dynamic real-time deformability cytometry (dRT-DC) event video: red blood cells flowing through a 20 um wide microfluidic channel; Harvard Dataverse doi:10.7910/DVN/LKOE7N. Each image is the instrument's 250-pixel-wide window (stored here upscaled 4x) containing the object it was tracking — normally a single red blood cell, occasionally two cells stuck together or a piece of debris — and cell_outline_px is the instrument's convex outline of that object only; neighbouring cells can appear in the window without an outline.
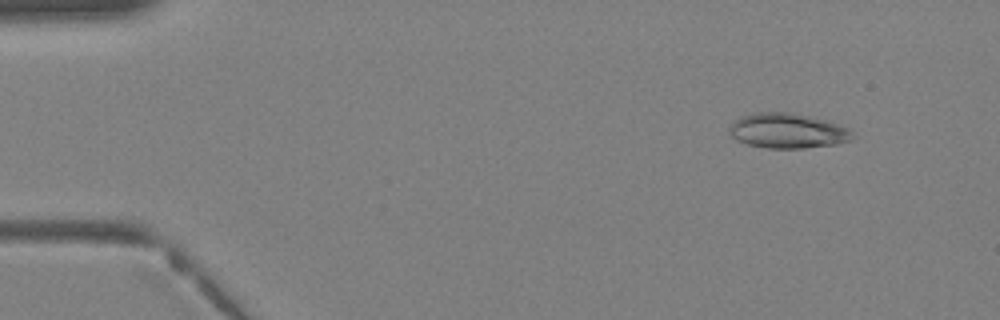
{"species": "Egyptian fruit bat (a non-hibernating species)", "species_latin": "Rousettus aegyptiacus", "temperature_condition": "warm", "stored_images_in_passage": 38, "camera_frame_rate_fps": 3000, "um_per_image_px": 0.085, "animal": {"sex": "female"}, "frame": {"image": 1, "passage_image": 4, "time_ms": 1.0, "image_size_px": [1000, 320], "cell_outline_px": [[852, 140], [836, 144], [804, 148], [768, 148], [748, 144], [736, 140], [728, 132], [728, 128], [740, 116], [752, 112], [792, 112], [828, 120], [848, 128], [852, 132]], "centroid_in_image_um": [66.93, 11.1], "position_along_channel_um": 18.1, "area_um2": 25.26}}
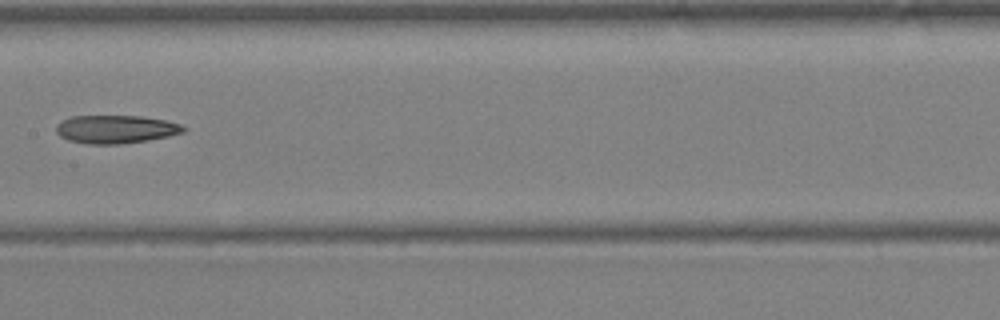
{"frame": {"image": 2, "passage_image": 20, "time_ms": 6.333, "image_size_px": [1000, 320], "cell_outline_px": [[188, 128], [184, 132], [168, 136], [148, 140], [116, 144], [88, 144], [68, 140], [60, 136], [56, 132], [56, 124], [72, 116], [140, 116], [164, 120], [180, 124]], "centroid_in_image_um": [9.84, 10.98], "position_along_channel_um": 197.6, "area_um2": 20.81}}
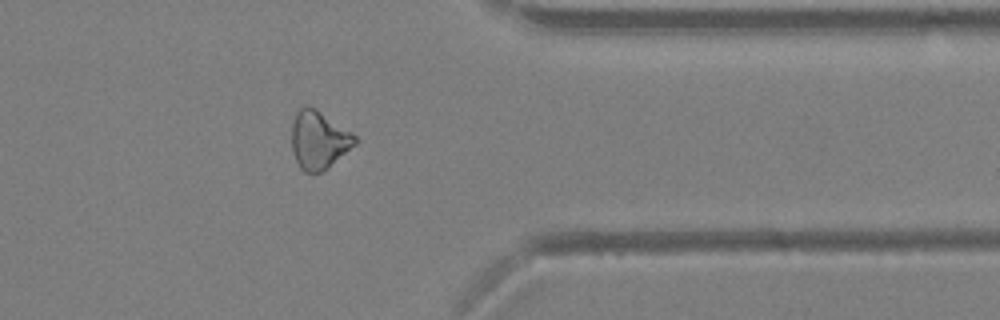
{"frame": {"image": 3, "passage_image": 31, "time_ms": 10.0, "image_size_px": [1000, 320], "cell_outline_px": [[360, 140], [356, 144], [320, 172], [304, 172], [300, 168], [296, 160], [292, 148], [292, 124], [296, 112], [300, 108], [308, 104], [316, 108], [352, 132]], "centroid_in_image_um": [27.09, 11.85], "position_along_channel_um": 384.3, "area_um2": 21.27}}